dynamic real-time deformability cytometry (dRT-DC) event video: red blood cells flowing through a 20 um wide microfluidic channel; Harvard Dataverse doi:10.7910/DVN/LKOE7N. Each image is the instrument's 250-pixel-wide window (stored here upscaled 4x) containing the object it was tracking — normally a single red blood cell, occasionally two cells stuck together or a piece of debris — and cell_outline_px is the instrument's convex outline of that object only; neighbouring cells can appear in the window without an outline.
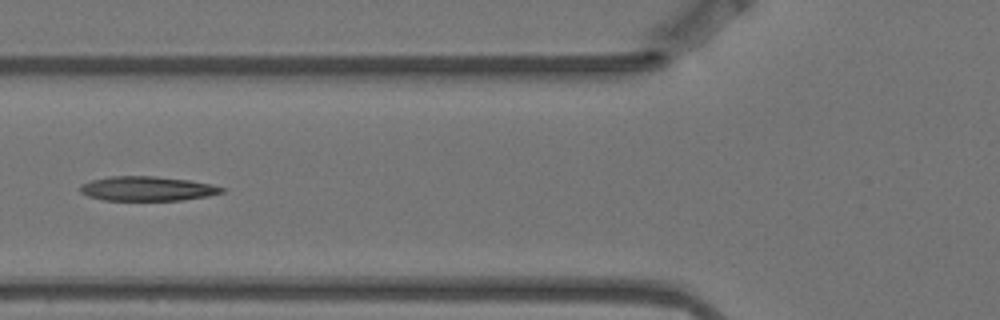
{"species": "Egyptian fruit bat (a non-hibernating species)", "species_latin": "Rousettus aegyptiacus", "temperature_condition": "warm", "stored_images_in_passage": 10, "camera_frame_rate_fps": 3000, "um_per_image_px": 0.085, "animal": {"sex": "female"}, "frame": {"image": 1, "passage_image": 5, "time_ms": 1.333, "image_size_px": [1000, 320], "cell_outline_px": [[224, 192], [208, 196], [180, 200], [104, 200], [88, 196], [80, 192], [80, 184], [92, 180], [108, 176], [156, 176], [188, 180], [212, 184], [224, 188]], "centroid_in_image_um": [12.5, 16.03], "position_along_channel_um": 113.3, "area_um2": 20.17}}
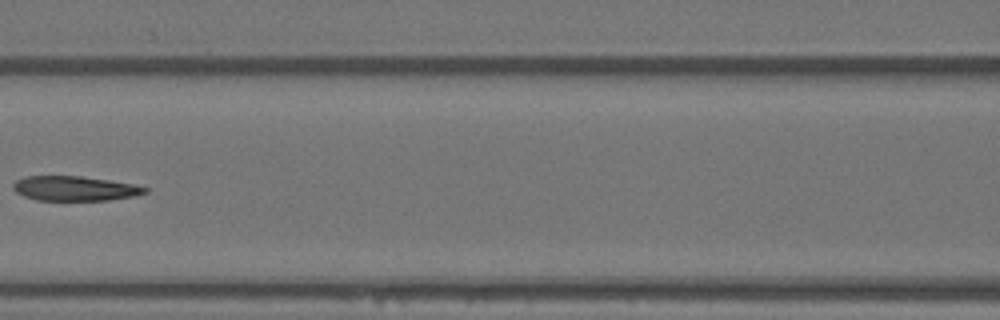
{"frame": {"image": 2, "passage_image": 6, "time_ms": 1.667, "image_size_px": [1000, 320], "cell_outline_px": [[148, 192], [136, 196], [108, 200], [36, 200], [24, 196], [16, 192], [12, 188], [12, 184], [16, 180], [24, 176], [80, 176], [108, 180], [132, 184], [148, 188]], "centroid_in_image_um": [6.33, 16.02], "position_along_channel_um": 160.3, "area_um2": 18.96}}
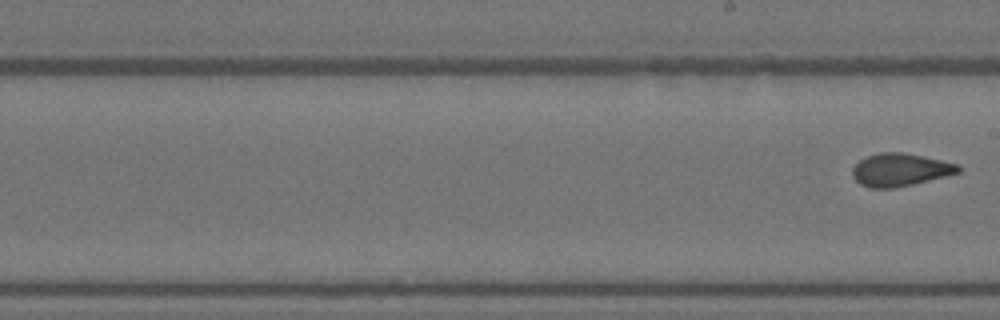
{"frame": {"image": 3, "passage_image": 10, "time_ms": 3.0, "image_size_px": [1000, 320], "cell_outline_px": [[960, 172], [896, 188], [868, 188], [860, 184], [852, 176], [852, 168], [860, 160], [868, 156], [880, 152], [904, 152], [924, 156], [960, 164]], "centroid_in_image_um": [76.5, 14.43], "position_along_channel_um": 212.5, "area_um2": 20.23}}